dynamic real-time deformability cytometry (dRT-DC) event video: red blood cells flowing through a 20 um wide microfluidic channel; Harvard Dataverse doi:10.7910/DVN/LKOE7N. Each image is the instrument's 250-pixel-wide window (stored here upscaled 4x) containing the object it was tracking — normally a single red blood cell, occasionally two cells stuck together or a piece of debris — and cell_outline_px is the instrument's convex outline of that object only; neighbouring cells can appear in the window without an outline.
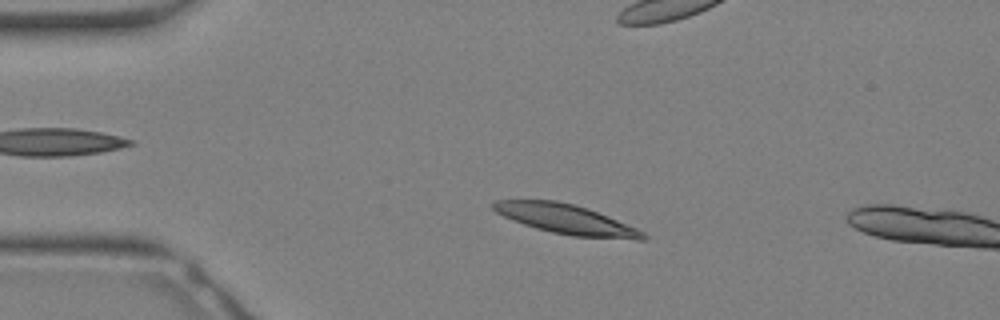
{"species": "Egyptian fruit bat (a non-hibernating species)", "species_latin": "Rousettus aegyptiacus", "temperature_condition": "warm", "stored_images_in_passage": 9, "camera_frame_rate_fps": 3000, "um_per_image_px": 0.085, "animal": {"sex": "female"}, "frame": {"image": 1, "passage_image": 7, "time_ms": 2.0, "image_size_px": [1000, 320], "cell_outline_px": [[648, 240], [636, 240], [572, 236], [552, 232], [536, 228], [512, 220], [496, 212], [492, 208], [492, 204], [496, 200], [556, 200], [588, 208], [608, 216], [636, 228], [644, 232], [648, 236]], "centroid_in_image_um": [48.16, 18.64], "position_along_channel_um": 36.8, "area_um2": 25.84}}